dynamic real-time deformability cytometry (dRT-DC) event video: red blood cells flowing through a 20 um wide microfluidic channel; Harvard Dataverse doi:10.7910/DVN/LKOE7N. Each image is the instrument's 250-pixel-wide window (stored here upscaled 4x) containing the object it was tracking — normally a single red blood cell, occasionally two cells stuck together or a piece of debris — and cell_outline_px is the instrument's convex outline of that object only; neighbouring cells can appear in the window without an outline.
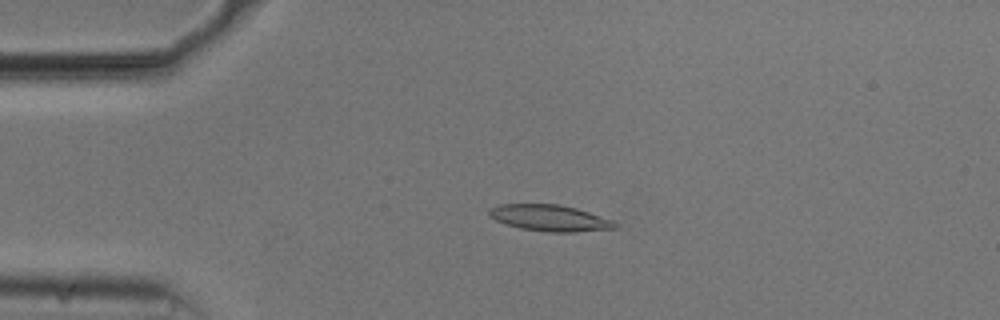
{"species": "common noctule bat (a hibernating species)", "species_latin": "Nyctalus noctula", "temperature_condition": "cold", "stored_images_in_passage": 15, "camera_frame_rate_fps": 3000, "um_per_image_px": 0.085, "animal": {"sex": "male", "body_mass_g": 20.5, "forearm_length_mm": 52.5}, "frame": {"image": 1, "passage_image": 12, "time_ms": 3.667, "image_size_px": [1000, 320], "cell_outline_px": [[616, 228], [576, 232], [548, 232], [520, 228], [496, 220], [488, 216], [488, 212], [492, 208], [500, 204], [560, 204], [576, 208], [612, 220], [616, 224]], "centroid_in_image_um": [46.72, 18.53], "position_along_channel_um": 38.3, "area_um2": 19.07}}